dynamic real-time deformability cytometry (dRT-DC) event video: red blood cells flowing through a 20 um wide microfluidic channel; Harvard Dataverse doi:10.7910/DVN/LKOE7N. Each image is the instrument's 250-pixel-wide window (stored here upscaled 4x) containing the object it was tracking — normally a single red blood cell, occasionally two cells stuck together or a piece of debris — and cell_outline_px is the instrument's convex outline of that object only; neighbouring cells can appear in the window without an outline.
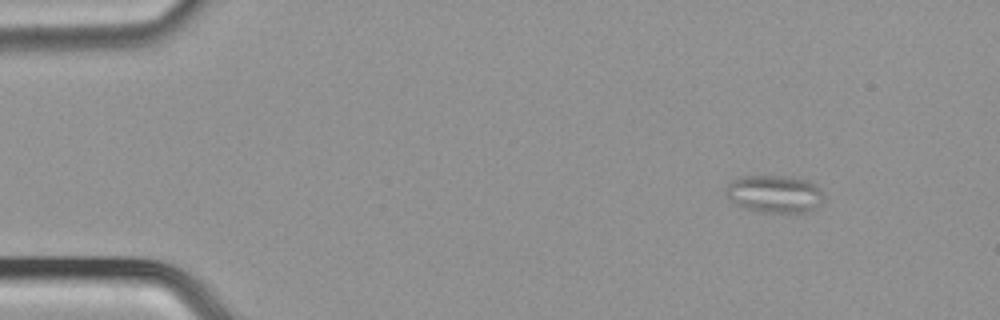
{"species": "common noctule bat (a hibernating species)", "species_latin": "Nyctalus noctula", "temperature_condition": "cold", "stored_images_in_passage": 46, "camera_frame_rate_fps": 3000, "um_per_image_px": 0.085, "animal": {"sex": "male", "body_mass_g": 21.5, "forearm_length_mm": 52.0}, "frame": {"image": 1, "passage_image": 1, "time_ms": 0.0, "image_size_px": [1000, 320], "cell_outline_px": [[824, 200], [820, 204], [808, 212], [764, 212], [744, 208], [728, 200], [724, 192], [728, 184], [732, 180], [740, 176], [792, 176], [808, 180], [816, 184], [820, 188], [824, 196]], "centroid_in_image_um": [65.83, 16.47], "position_along_channel_um": 19.2, "area_um2": 21.73}}
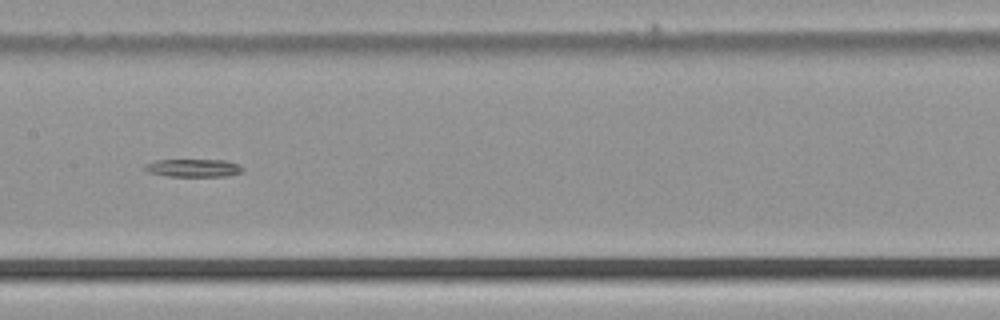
{"frame": {"image": 2, "passage_image": 21, "time_ms": 6.667, "image_size_px": [1000, 320], "cell_outline_px": [[244, 168], [240, 172], [228, 176], [168, 176], [148, 172], [144, 168], [144, 164], [156, 160], [228, 160]], "centroid_in_image_um": [16.42, 14.27], "position_along_channel_um": 191.0, "area_um2": 10.12}}
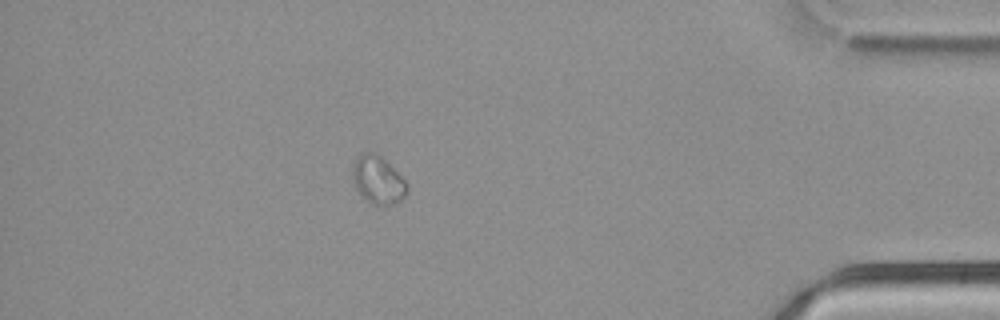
{"frame": {"image": 3, "passage_image": 40, "time_ms": 13.0, "image_size_px": [1000, 320], "cell_outline_px": [[408, 192], [400, 200], [392, 204], [372, 204], [360, 196], [352, 180], [352, 168], [356, 160], [364, 152], [372, 152], [380, 156], [408, 184]], "centroid_in_image_um": [32.1, 15.32], "position_along_channel_um": 403.1, "area_um2": 14.85}}